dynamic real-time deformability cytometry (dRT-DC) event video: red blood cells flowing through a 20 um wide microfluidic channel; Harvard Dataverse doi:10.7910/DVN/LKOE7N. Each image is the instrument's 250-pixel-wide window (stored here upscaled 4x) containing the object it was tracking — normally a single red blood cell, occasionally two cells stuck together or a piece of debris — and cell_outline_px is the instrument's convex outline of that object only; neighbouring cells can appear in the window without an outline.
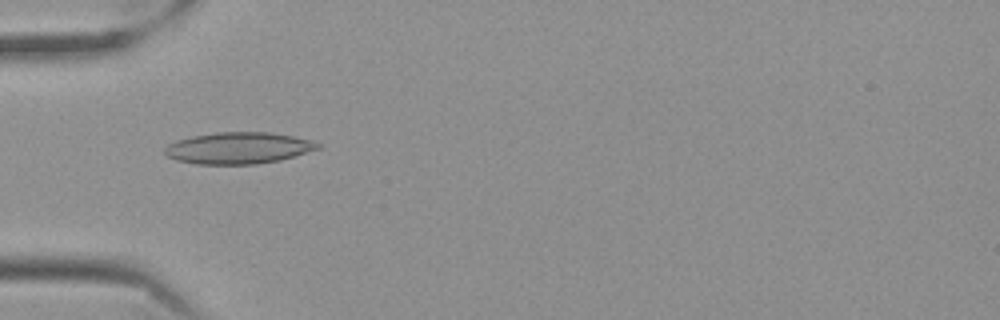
{"species": "Egyptian fruit bat (a non-hibernating species)", "species_latin": "Rousettus aegyptiacus", "temperature_condition": "cold", "stored_images_in_passage": 47, "camera_frame_rate_fps": 3000, "um_per_image_px": 0.085, "frame": {"image": 1, "passage_image": 8, "time_ms": 2.333, "image_size_px": [1000, 320], "cell_outline_px": [[320, 148], [280, 160], [256, 164], [196, 164], [176, 160], [168, 156], [164, 152], [164, 148], [168, 144], [176, 140], [192, 136], [216, 132], [268, 132], [292, 136], [308, 140], [320, 144]], "centroid_in_image_um": [20.21, 12.58], "position_along_channel_um": 64.8, "area_um2": 27.98}}
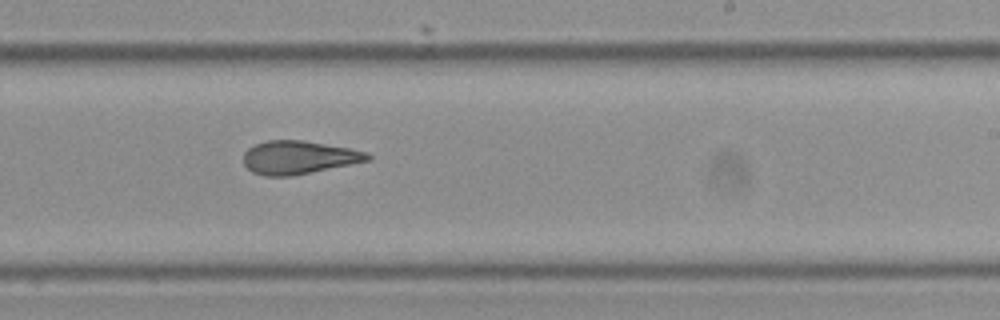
{"frame": {"image": 2, "passage_image": 25, "time_ms": 8.0, "image_size_px": [1000, 320], "cell_outline_px": [[372, 160], [292, 176], [264, 176], [252, 172], [244, 164], [244, 152], [248, 148], [256, 144], [268, 140], [304, 140], [348, 148], [368, 152], [372, 156]], "centroid_in_image_um": [25.4, 13.38], "position_along_channel_um": 263.6, "area_um2": 24.1}}
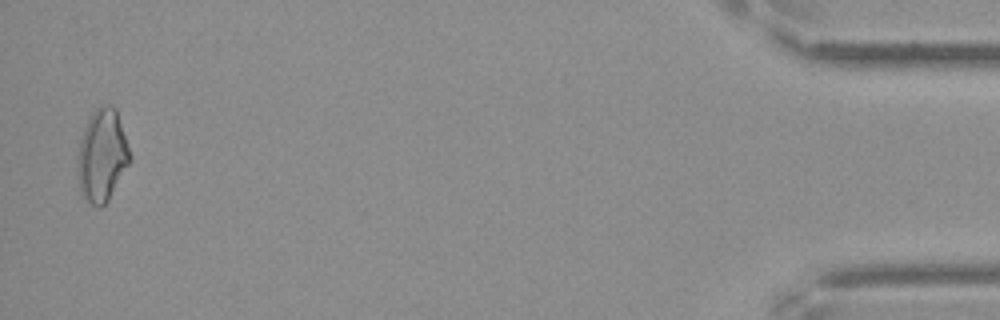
{"frame": {"image": 3, "passage_image": 46, "time_ms": 15.0, "image_size_px": [1000, 320], "cell_outline_px": [[132, 160], [108, 200], [100, 208], [92, 204], [80, 192], [80, 140], [84, 128], [92, 112], [100, 104], [112, 104], [116, 108], [132, 156]], "centroid_in_image_um": [8.74, 13.16], "position_along_channel_um": 426.5, "area_um2": 27.69}, "authors_computed_cell_mechanics": {"area_um2": 24.565, "velocity_mm_per_s": 3.5277, "shape_relaxation_time_tau1_ms": null, "shape_relaxation_time_tau2_ms": 2.8495, "deformation_change_tau1": null, "deformation_change_tau2": 0.1165}}